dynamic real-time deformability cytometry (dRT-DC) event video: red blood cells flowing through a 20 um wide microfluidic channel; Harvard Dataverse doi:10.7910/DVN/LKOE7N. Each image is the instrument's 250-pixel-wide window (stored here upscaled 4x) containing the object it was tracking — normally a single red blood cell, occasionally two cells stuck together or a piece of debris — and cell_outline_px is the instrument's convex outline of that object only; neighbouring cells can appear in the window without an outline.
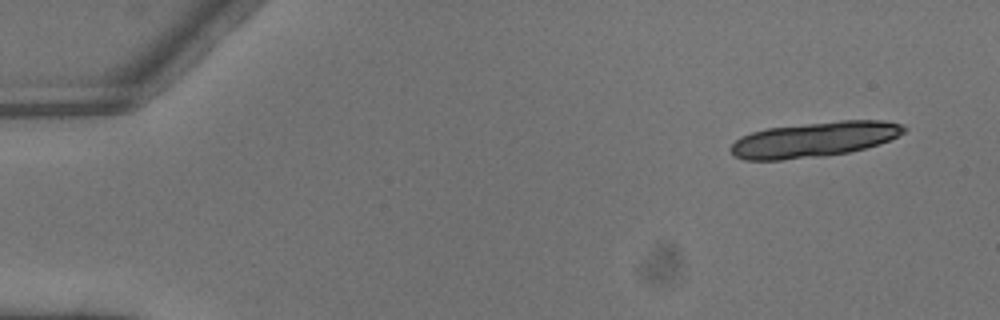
{"species": "common noctule bat (a hibernating species)", "species_latin": "Nyctalus noctula", "temperature_condition": "warm", "stored_images_in_passage": 5, "camera_frame_rate_fps": 3000, "um_per_image_px": 0.085, "animal": {"sex": "male", "body_mass_g": 13.3}, "frame": {"image": 1, "passage_image": 1, "time_ms": 0.0, "image_size_px": [1000, 320], "cell_outline_px": [[908, 128], [904, 132], [888, 140], [864, 148], [848, 152], [824, 156], [780, 160], [744, 160], [736, 156], [728, 148], [740, 136], [752, 132], [768, 128], [840, 120], [884, 120], [904, 124]], "centroid_in_image_um": [69.21, 11.85], "position_along_channel_um": 15.8, "area_um2": 35.37}}